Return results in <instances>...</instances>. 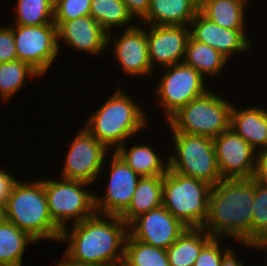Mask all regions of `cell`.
I'll return each mask as SVG.
<instances>
[{
    "label": "cell",
    "mask_w": 267,
    "mask_h": 266,
    "mask_svg": "<svg viewBox=\"0 0 267 266\" xmlns=\"http://www.w3.org/2000/svg\"><path fill=\"white\" fill-rule=\"evenodd\" d=\"M225 252L222 253L223 254V258L221 261V265L220 266H243V262H238L237 258L235 257V253L233 251V249H229L226 248L224 249Z\"/></svg>",
    "instance_id": "74e56055"
},
{
    "label": "cell",
    "mask_w": 267,
    "mask_h": 266,
    "mask_svg": "<svg viewBox=\"0 0 267 266\" xmlns=\"http://www.w3.org/2000/svg\"><path fill=\"white\" fill-rule=\"evenodd\" d=\"M105 217H108L107 220L95 213L81 222L74 223L71 234L63 229L59 241L66 242L70 238L66 255L75 261L95 266L122 264L124 246L121 248V245L125 244L128 236L126 231L130 229L117 215ZM108 219L111 221L108 222Z\"/></svg>",
    "instance_id": "7a4b0ae2"
},
{
    "label": "cell",
    "mask_w": 267,
    "mask_h": 266,
    "mask_svg": "<svg viewBox=\"0 0 267 266\" xmlns=\"http://www.w3.org/2000/svg\"><path fill=\"white\" fill-rule=\"evenodd\" d=\"M211 185L171 169L163 175V206L188 228H202Z\"/></svg>",
    "instance_id": "5b68a950"
},
{
    "label": "cell",
    "mask_w": 267,
    "mask_h": 266,
    "mask_svg": "<svg viewBox=\"0 0 267 266\" xmlns=\"http://www.w3.org/2000/svg\"><path fill=\"white\" fill-rule=\"evenodd\" d=\"M188 27L185 25L151 26L150 32L148 31L146 34L152 68V63L156 61L163 67L172 66L178 61L182 63L181 57L185 55L187 41L190 37Z\"/></svg>",
    "instance_id": "9a60e30c"
},
{
    "label": "cell",
    "mask_w": 267,
    "mask_h": 266,
    "mask_svg": "<svg viewBox=\"0 0 267 266\" xmlns=\"http://www.w3.org/2000/svg\"><path fill=\"white\" fill-rule=\"evenodd\" d=\"M108 149L95 139L86 128L80 130L70 146L62 178L93 182L99 175Z\"/></svg>",
    "instance_id": "7c38bea8"
},
{
    "label": "cell",
    "mask_w": 267,
    "mask_h": 266,
    "mask_svg": "<svg viewBox=\"0 0 267 266\" xmlns=\"http://www.w3.org/2000/svg\"><path fill=\"white\" fill-rule=\"evenodd\" d=\"M228 62V58L221 52L213 49L207 44L194 40L191 36L188 38L185 58L183 63L193 67L203 77L204 74H218V72Z\"/></svg>",
    "instance_id": "d4e9b609"
},
{
    "label": "cell",
    "mask_w": 267,
    "mask_h": 266,
    "mask_svg": "<svg viewBox=\"0 0 267 266\" xmlns=\"http://www.w3.org/2000/svg\"><path fill=\"white\" fill-rule=\"evenodd\" d=\"M16 8V25L37 26L54 23V0H18Z\"/></svg>",
    "instance_id": "f546056e"
},
{
    "label": "cell",
    "mask_w": 267,
    "mask_h": 266,
    "mask_svg": "<svg viewBox=\"0 0 267 266\" xmlns=\"http://www.w3.org/2000/svg\"><path fill=\"white\" fill-rule=\"evenodd\" d=\"M232 106L218 95L206 92L182 107L168 123L173 132L213 139L230 128Z\"/></svg>",
    "instance_id": "8992f818"
},
{
    "label": "cell",
    "mask_w": 267,
    "mask_h": 266,
    "mask_svg": "<svg viewBox=\"0 0 267 266\" xmlns=\"http://www.w3.org/2000/svg\"><path fill=\"white\" fill-rule=\"evenodd\" d=\"M216 238H212L200 251L193 266H220L223 258Z\"/></svg>",
    "instance_id": "d6a6232c"
},
{
    "label": "cell",
    "mask_w": 267,
    "mask_h": 266,
    "mask_svg": "<svg viewBox=\"0 0 267 266\" xmlns=\"http://www.w3.org/2000/svg\"><path fill=\"white\" fill-rule=\"evenodd\" d=\"M28 75L34 77L40 74L28 63L20 60L0 63V94L4 101L20 90Z\"/></svg>",
    "instance_id": "f1b7e54d"
},
{
    "label": "cell",
    "mask_w": 267,
    "mask_h": 266,
    "mask_svg": "<svg viewBox=\"0 0 267 266\" xmlns=\"http://www.w3.org/2000/svg\"><path fill=\"white\" fill-rule=\"evenodd\" d=\"M163 176L140 177L128 208L119 216L129 225L138 216L163 205Z\"/></svg>",
    "instance_id": "44dd1931"
},
{
    "label": "cell",
    "mask_w": 267,
    "mask_h": 266,
    "mask_svg": "<svg viewBox=\"0 0 267 266\" xmlns=\"http://www.w3.org/2000/svg\"><path fill=\"white\" fill-rule=\"evenodd\" d=\"M257 247L267 248V234L255 244Z\"/></svg>",
    "instance_id": "b9f144b4"
},
{
    "label": "cell",
    "mask_w": 267,
    "mask_h": 266,
    "mask_svg": "<svg viewBox=\"0 0 267 266\" xmlns=\"http://www.w3.org/2000/svg\"><path fill=\"white\" fill-rule=\"evenodd\" d=\"M30 242L37 243L28 233L5 220L0 224V265L22 266V256Z\"/></svg>",
    "instance_id": "603a6c76"
},
{
    "label": "cell",
    "mask_w": 267,
    "mask_h": 266,
    "mask_svg": "<svg viewBox=\"0 0 267 266\" xmlns=\"http://www.w3.org/2000/svg\"><path fill=\"white\" fill-rule=\"evenodd\" d=\"M199 12L192 0H151L145 23L156 26H189Z\"/></svg>",
    "instance_id": "ffe728a7"
},
{
    "label": "cell",
    "mask_w": 267,
    "mask_h": 266,
    "mask_svg": "<svg viewBox=\"0 0 267 266\" xmlns=\"http://www.w3.org/2000/svg\"><path fill=\"white\" fill-rule=\"evenodd\" d=\"M18 60L28 63L40 75L46 73L59 51L57 26L16 25L12 28Z\"/></svg>",
    "instance_id": "9c48e42d"
},
{
    "label": "cell",
    "mask_w": 267,
    "mask_h": 266,
    "mask_svg": "<svg viewBox=\"0 0 267 266\" xmlns=\"http://www.w3.org/2000/svg\"><path fill=\"white\" fill-rule=\"evenodd\" d=\"M16 182L14 177L6 173V171L0 170V204L6 205L11 190Z\"/></svg>",
    "instance_id": "8d00e7d4"
},
{
    "label": "cell",
    "mask_w": 267,
    "mask_h": 266,
    "mask_svg": "<svg viewBox=\"0 0 267 266\" xmlns=\"http://www.w3.org/2000/svg\"><path fill=\"white\" fill-rule=\"evenodd\" d=\"M58 266H95L91 264H86L83 262H78L73 259H71L68 255H64V261L63 262H58Z\"/></svg>",
    "instance_id": "f35d334b"
},
{
    "label": "cell",
    "mask_w": 267,
    "mask_h": 266,
    "mask_svg": "<svg viewBox=\"0 0 267 266\" xmlns=\"http://www.w3.org/2000/svg\"><path fill=\"white\" fill-rule=\"evenodd\" d=\"M203 232L206 233L203 235ZM212 238L213 237L203 228H187L178 239L166 249L169 265L193 266L201 249Z\"/></svg>",
    "instance_id": "7402d4cb"
},
{
    "label": "cell",
    "mask_w": 267,
    "mask_h": 266,
    "mask_svg": "<svg viewBox=\"0 0 267 266\" xmlns=\"http://www.w3.org/2000/svg\"><path fill=\"white\" fill-rule=\"evenodd\" d=\"M88 184L63 178L62 181L43 180L50 217L61 230L66 229L65 221L69 218L78 223L96 213L95 196L83 190Z\"/></svg>",
    "instance_id": "ba28073f"
},
{
    "label": "cell",
    "mask_w": 267,
    "mask_h": 266,
    "mask_svg": "<svg viewBox=\"0 0 267 266\" xmlns=\"http://www.w3.org/2000/svg\"><path fill=\"white\" fill-rule=\"evenodd\" d=\"M230 128L253 149L267 150V110L247 107L239 111L232 106Z\"/></svg>",
    "instance_id": "d6986e66"
},
{
    "label": "cell",
    "mask_w": 267,
    "mask_h": 266,
    "mask_svg": "<svg viewBox=\"0 0 267 266\" xmlns=\"http://www.w3.org/2000/svg\"><path fill=\"white\" fill-rule=\"evenodd\" d=\"M193 25V26H192ZM190 36L221 52L225 57L233 52H241L250 48L243 30H232L221 27L206 18L200 11L189 24Z\"/></svg>",
    "instance_id": "2e32d148"
},
{
    "label": "cell",
    "mask_w": 267,
    "mask_h": 266,
    "mask_svg": "<svg viewBox=\"0 0 267 266\" xmlns=\"http://www.w3.org/2000/svg\"><path fill=\"white\" fill-rule=\"evenodd\" d=\"M6 220L36 241L59 240L62 230L50 217L43 181L21 183L17 180L5 205Z\"/></svg>",
    "instance_id": "3957f363"
},
{
    "label": "cell",
    "mask_w": 267,
    "mask_h": 266,
    "mask_svg": "<svg viewBox=\"0 0 267 266\" xmlns=\"http://www.w3.org/2000/svg\"><path fill=\"white\" fill-rule=\"evenodd\" d=\"M222 179L251 178L256 167L255 150L232 128L213 138ZM255 160V161H253Z\"/></svg>",
    "instance_id": "8fae6325"
},
{
    "label": "cell",
    "mask_w": 267,
    "mask_h": 266,
    "mask_svg": "<svg viewBox=\"0 0 267 266\" xmlns=\"http://www.w3.org/2000/svg\"><path fill=\"white\" fill-rule=\"evenodd\" d=\"M247 0H210L199 11L213 23L232 30H244V3Z\"/></svg>",
    "instance_id": "484cf974"
},
{
    "label": "cell",
    "mask_w": 267,
    "mask_h": 266,
    "mask_svg": "<svg viewBox=\"0 0 267 266\" xmlns=\"http://www.w3.org/2000/svg\"><path fill=\"white\" fill-rule=\"evenodd\" d=\"M18 60L12 26L0 28V63Z\"/></svg>",
    "instance_id": "836d02e7"
},
{
    "label": "cell",
    "mask_w": 267,
    "mask_h": 266,
    "mask_svg": "<svg viewBox=\"0 0 267 266\" xmlns=\"http://www.w3.org/2000/svg\"><path fill=\"white\" fill-rule=\"evenodd\" d=\"M59 39L73 46L75 50L98 54L108 43V33L90 15L62 22L57 27Z\"/></svg>",
    "instance_id": "e0dca14e"
},
{
    "label": "cell",
    "mask_w": 267,
    "mask_h": 266,
    "mask_svg": "<svg viewBox=\"0 0 267 266\" xmlns=\"http://www.w3.org/2000/svg\"><path fill=\"white\" fill-rule=\"evenodd\" d=\"M6 220L5 205L0 204V224Z\"/></svg>",
    "instance_id": "60d3db41"
},
{
    "label": "cell",
    "mask_w": 267,
    "mask_h": 266,
    "mask_svg": "<svg viewBox=\"0 0 267 266\" xmlns=\"http://www.w3.org/2000/svg\"><path fill=\"white\" fill-rule=\"evenodd\" d=\"M90 16L108 33V42L112 36L111 27L124 26L132 19L122 0H92Z\"/></svg>",
    "instance_id": "83f0119b"
},
{
    "label": "cell",
    "mask_w": 267,
    "mask_h": 266,
    "mask_svg": "<svg viewBox=\"0 0 267 266\" xmlns=\"http://www.w3.org/2000/svg\"><path fill=\"white\" fill-rule=\"evenodd\" d=\"M255 198L254 178L222 179L211 187L208 216L202 228L213 238L230 235L251 244L252 206Z\"/></svg>",
    "instance_id": "6da1fadb"
},
{
    "label": "cell",
    "mask_w": 267,
    "mask_h": 266,
    "mask_svg": "<svg viewBox=\"0 0 267 266\" xmlns=\"http://www.w3.org/2000/svg\"><path fill=\"white\" fill-rule=\"evenodd\" d=\"M210 0H192L193 4L200 10L203 6H205Z\"/></svg>",
    "instance_id": "ab89813d"
},
{
    "label": "cell",
    "mask_w": 267,
    "mask_h": 266,
    "mask_svg": "<svg viewBox=\"0 0 267 266\" xmlns=\"http://www.w3.org/2000/svg\"><path fill=\"white\" fill-rule=\"evenodd\" d=\"M92 0H54V24L90 15Z\"/></svg>",
    "instance_id": "1f68e13d"
},
{
    "label": "cell",
    "mask_w": 267,
    "mask_h": 266,
    "mask_svg": "<svg viewBox=\"0 0 267 266\" xmlns=\"http://www.w3.org/2000/svg\"><path fill=\"white\" fill-rule=\"evenodd\" d=\"M128 227L133 239L164 250L188 228L163 205L138 216Z\"/></svg>",
    "instance_id": "4fadbf2b"
},
{
    "label": "cell",
    "mask_w": 267,
    "mask_h": 266,
    "mask_svg": "<svg viewBox=\"0 0 267 266\" xmlns=\"http://www.w3.org/2000/svg\"><path fill=\"white\" fill-rule=\"evenodd\" d=\"M125 266H170L166 250L133 239L129 234L124 245Z\"/></svg>",
    "instance_id": "4316f807"
},
{
    "label": "cell",
    "mask_w": 267,
    "mask_h": 266,
    "mask_svg": "<svg viewBox=\"0 0 267 266\" xmlns=\"http://www.w3.org/2000/svg\"><path fill=\"white\" fill-rule=\"evenodd\" d=\"M127 7L128 12L135 17L137 15L141 20L147 15L151 0H122ZM134 15V16H133Z\"/></svg>",
    "instance_id": "d590c367"
},
{
    "label": "cell",
    "mask_w": 267,
    "mask_h": 266,
    "mask_svg": "<svg viewBox=\"0 0 267 266\" xmlns=\"http://www.w3.org/2000/svg\"><path fill=\"white\" fill-rule=\"evenodd\" d=\"M259 151L253 178L257 183L267 186V150Z\"/></svg>",
    "instance_id": "e575fe53"
},
{
    "label": "cell",
    "mask_w": 267,
    "mask_h": 266,
    "mask_svg": "<svg viewBox=\"0 0 267 266\" xmlns=\"http://www.w3.org/2000/svg\"><path fill=\"white\" fill-rule=\"evenodd\" d=\"M173 138L177 156L169 159V169L211 186L222 180L212 138L182 132H173Z\"/></svg>",
    "instance_id": "52a82bcc"
},
{
    "label": "cell",
    "mask_w": 267,
    "mask_h": 266,
    "mask_svg": "<svg viewBox=\"0 0 267 266\" xmlns=\"http://www.w3.org/2000/svg\"><path fill=\"white\" fill-rule=\"evenodd\" d=\"M254 192L251 244H256L267 234V186L261 185L254 180Z\"/></svg>",
    "instance_id": "4dcf8cb0"
},
{
    "label": "cell",
    "mask_w": 267,
    "mask_h": 266,
    "mask_svg": "<svg viewBox=\"0 0 267 266\" xmlns=\"http://www.w3.org/2000/svg\"><path fill=\"white\" fill-rule=\"evenodd\" d=\"M114 43L116 58L126 74L137 76L152 71L144 28L128 27L122 37Z\"/></svg>",
    "instance_id": "ac0fdd59"
},
{
    "label": "cell",
    "mask_w": 267,
    "mask_h": 266,
    "mask_svg": "<svg viewBox=\"0 0 267 266\" xmlns=\"http://www.w3.org/2000/svg\"><path fill=\"white\" fill-rule=\"evenodd\" d=\"M166 68L168 71L162 77L157 94L169 120L191 100L209 90L204 88V77L193 67L178 62Z\"/></svg>",
    "instance_id": "30bf717a"
},
{
    "label": "cell",
    "mask_w": 267,
    "mask_h": 266,
    "mask_svg": "<svg viewBox=\"0 0 267 266\" xmlns=\"http://www.w3.org/2000/svg\"><path fill=\"white\" fill-rule=\"evenodd\" d=\"M112 158L111 177L106 195L103 198L95 196V211L102 217L120 216L128 208L141 177L116 152Z\"/></svg>",
    "instance_id": "5bb4252c"
},
{
    "label": "cell",
    "mask_w": 267,
    "mask_h": 266,
    "mask_svg": "<svg viewBox=\"0 0 267 266\" xmlns=\"http://www.w3.org/2000/svg\"><path fill=\"white\" fill-rule=\"evenodd\" d=\"M124 146V144L121 145L114 152L141 177L163 176L168 171V164L165 167L161 158L155 154L151 146L137 144L129 151Z\"/></svg>",
    "instance_id": "cb8c5ba5"
},
{
    "label": "cell",
    "mask_w": 267,
    "mask_h": 266,
    "mask_svg": "<svg viewBox=\"0 0 267 266\" xmlns=\"http://www.w3.org/2000/svg\"><path fill=\"white\" fill-rule=\"evenodd\" d=\"M145 115L138 104L118 89L87 122V131L107 148L123 145L125 139L131 137L147 124Z\"/></svg>",
    "instance_id": "277c9868"
}]
</instances>
